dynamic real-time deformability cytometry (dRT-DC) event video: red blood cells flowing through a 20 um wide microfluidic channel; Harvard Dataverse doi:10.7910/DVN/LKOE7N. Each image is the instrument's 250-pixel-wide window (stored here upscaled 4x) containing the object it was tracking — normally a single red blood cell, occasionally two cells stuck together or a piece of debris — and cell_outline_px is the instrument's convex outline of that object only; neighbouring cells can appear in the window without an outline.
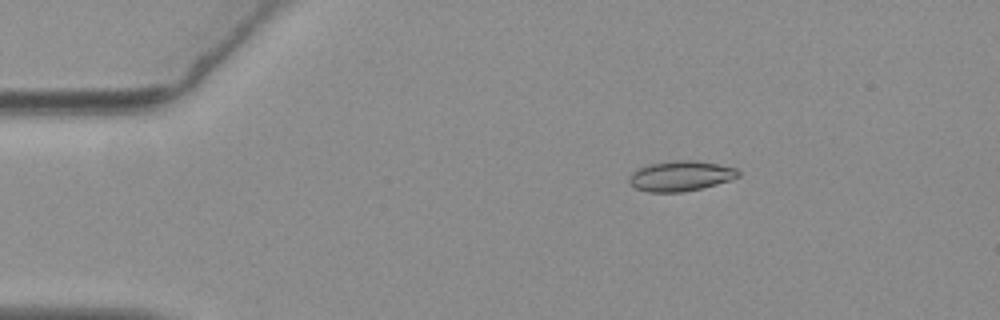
{"species": "common noctule bat (a hibernating species)", "species_latin": "Nyctalus noctula", "temperature_condition": "warm", "stored_images_in_passage": 49, "camera_frame_rate_fps": 3000, "um_per_image_px": 0.085, "animal": {"sex": "female", "body_mass_g": 19.3, "forearm_length_mm": 54.1}, "frame": {"image": 1, "passage_image": 3, "time_ms": 0.667, "image_size_px": [1000, 320], "cell_outline_px": [[740, 176], [732, 180], [684, 192], [648, 192], [636, 188], [628, 180], [632, 172], [636, 168], [648, 164], [676, 160], [692, 160], [716, 164], [736, 168], [740, 172]], "centroid_in_image_um": [57.85, 14.95], "position_along_channel_um": 27.2, "area_um2": 19.19}}
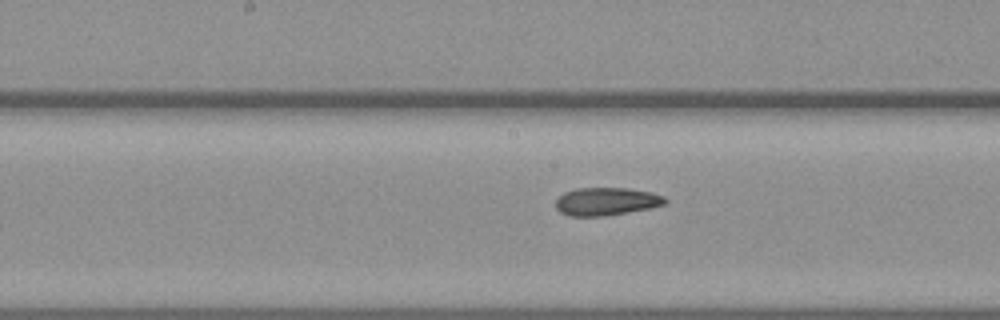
{"frame": {"image": 2, "passage_image": 22, "time_ms": 7.0, "image_size_px": [1000, 320], "cell_outline_px": [[668, 200], [664, 204], [648, 208], [604, 216], [568, 216], [560, 212], [556, 208], [556, 200], [564, 192], [576, 188], [628, 188], [652, 192], [664, 196]], "centroid_in_image_um": [51.52, 17.11], "position_along_channel_um": 196.7, "area_um2": 17.74}}
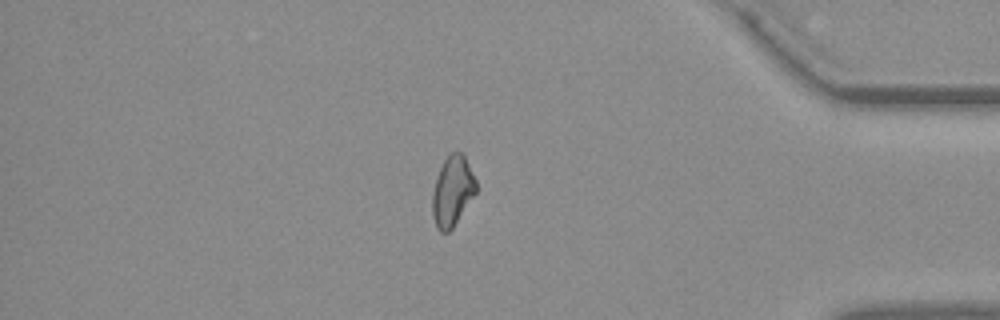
{"frame": {"image": 3, "passage_image": 41, "time_ms": 13.333, "image_size_px": [1000, 320], "cell_outline_px": [[476, 192], [452, 228], [448, 232], [440, 232], [436, 228], [432, 212], [432, 192], [440, 168], [444, 160], [452, 152], [460, 152], [464, 156], [476, 180]], "centroid_in_image_um": [38.44, 16.26], "position_along_channel_um": 396.8, "area_um2": 17.51}, "authors_computed_cell_mechanics": {"area_um2": 18.0336, "velocity_mm_per_s": 3.6928, "shape_relaxation_time_tau1_ms": null, "shape_relaxation_time_tau2_ms": 3.6308, "deformation_change_tau1": null, "deformation_change_tau2": 0.1032}}